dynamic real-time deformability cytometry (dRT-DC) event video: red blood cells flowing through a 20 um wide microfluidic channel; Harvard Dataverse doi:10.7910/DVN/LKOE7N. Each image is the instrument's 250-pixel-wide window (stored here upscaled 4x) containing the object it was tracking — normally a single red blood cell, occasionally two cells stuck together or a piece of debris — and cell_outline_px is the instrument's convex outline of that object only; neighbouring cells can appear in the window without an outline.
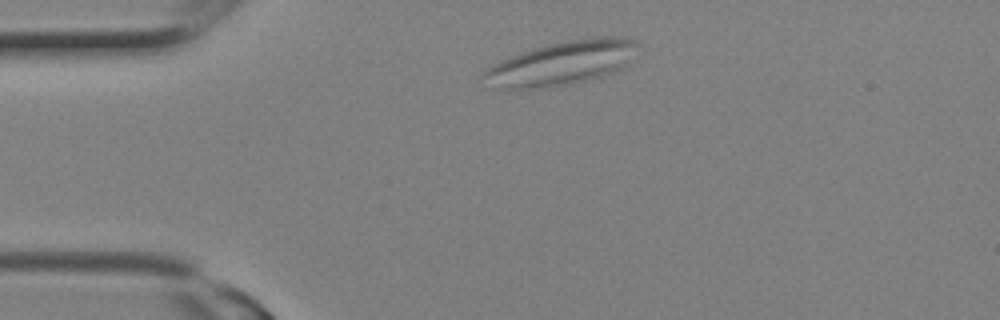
{"species": "Egyptian fruit bat (a non-hibernating species)", "species_latin": "Rousettus aegyptiacus", "temperature_condition": "room temperature", "stored_images_in_passage": 4, "camera_frame_rate_fps": 3000, "um_per_image_px": 0.085, "animal": {"sex": "female"}, "frame": {"image": 1, "passage_image": 2, "time_ms": 0.333, "image_size_px": [1000, 320], "cell_outline_px": [[636, 40], [628, 64], [604, 76], [592, 80], [572, 84], [528, 88], [500, 88], [480, 76], [480, 72], [492, 64], [500, 60], [520, 52], [532, 48], [568, 40], [592, 36], [628, 36]], "centroid_in_image_um": [47.75, 5.34], "position_along_channel_um": 37.3, "area_um2": 39.25}}